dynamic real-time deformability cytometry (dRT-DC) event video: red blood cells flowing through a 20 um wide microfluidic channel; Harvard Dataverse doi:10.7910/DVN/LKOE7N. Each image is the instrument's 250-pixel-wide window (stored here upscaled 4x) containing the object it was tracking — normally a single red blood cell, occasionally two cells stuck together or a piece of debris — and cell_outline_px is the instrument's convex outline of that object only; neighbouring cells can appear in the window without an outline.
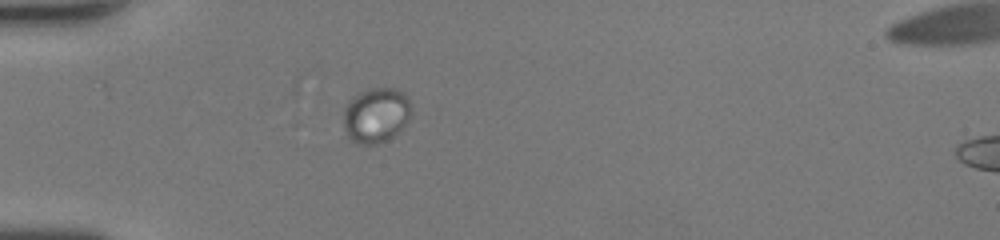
{"species": "human", "species_latin": "Homo sapiens", "temperature_condition": "room temperature", "stored_images_in_passage": 15, "camera_frame_rate_fps": 3000, "um_per_image_px": 0.085, "donor": {"sex": "female"}, "frame": {"image": 1, "passage_image": 1, "time_ms": 0.0, "image_size_px": [1000, 240], "cell_outline_px": [[412, 108], [408, 120], [388, 140], [376, 144], [360, 144], [352, 140], [348, 136], [344, 128], [344, 108], [348, 100], [356, 92], [368, 88], [396, 88], [404, 92]], "centroid_in_image_um": [31.94, 9.75], "position_along_channel_um": 53.1, "area_um2": 21.91}}
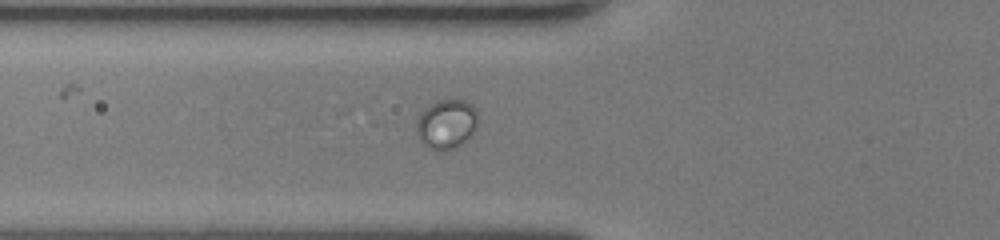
{"frame": {"image": 2, "passage_image": 5, "time_ms": 1.333, "image_size_px": [1000, 240], "cell_outline_px": [[476, 124], [472, 132], [456, 148], [444, 152], [436, 152], [428, 148], [420, 140], [416, 132], [416, 124], [420, 112], [436, 100], [464, 100], [472, 104], [476, 108]], "centroid_in_image_um": [37.9, 10.56], "position_along_channel_um": 87.9, "area_um2": 17.74}}